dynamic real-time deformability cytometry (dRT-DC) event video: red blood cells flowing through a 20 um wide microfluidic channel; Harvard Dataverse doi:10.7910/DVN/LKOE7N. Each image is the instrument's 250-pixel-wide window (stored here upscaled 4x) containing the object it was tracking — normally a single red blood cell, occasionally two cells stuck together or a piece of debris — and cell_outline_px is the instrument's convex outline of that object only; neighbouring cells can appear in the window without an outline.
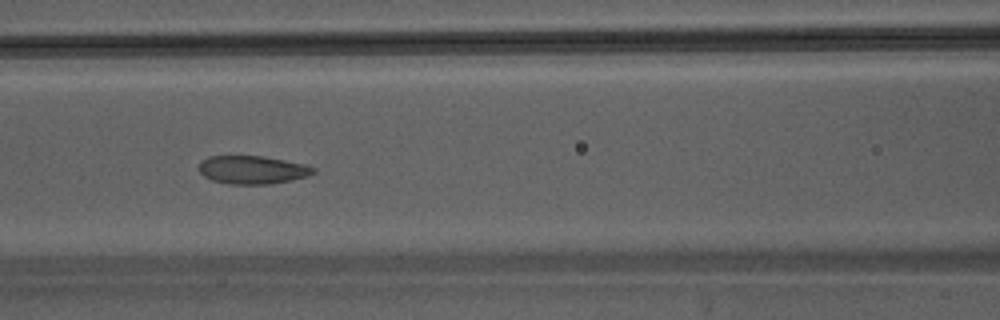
{"species": "Egyptian fruit bat (a non-hibernating species)", "species_latin": "Rousettus aegyptiacus", "temperature_condition": "warm", "stored_images_in_passage": 41, "camera_frame_rate_fps": 3000, "um_per_image_px": 0.085, "animal": {"sex": "male"}, "frame": {"image": 1, "passage_image": 16, "time_ms": 5.0, "image_size_px": [1000, 320], "cell_outline_px": [[316, 172], [308, 176], [292, 180], [272, 184], [228, 184], [212, 180], [204, 176], [200, 172], [200, 164], [208, 156], [264, 156], [304, 164], [316, 168]], "centroid_in_image_um": [21.49, 14.44], "position_along_channel_um": 145.1, "area_um2": 18.79}}
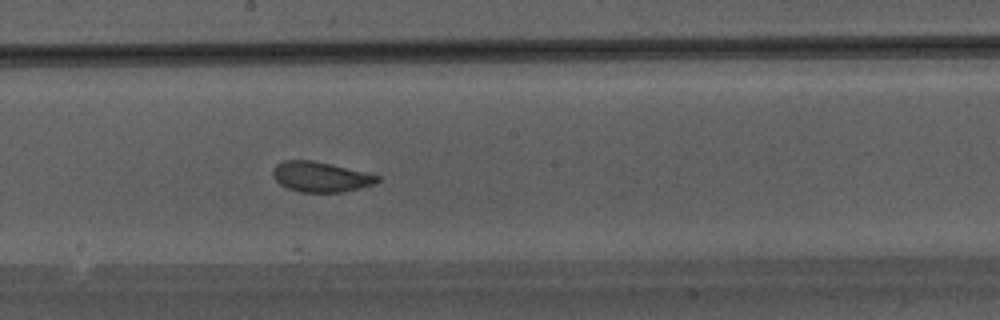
{"frame": {"image": 2, "passage_image": 21, "time_ms": 6.667, "image_size_px": [1000, 320], "cell_outline_px": [[380, 180], [372, 184], [344, 192], [300, 192], [288, 188], [280, 184], [272, 176], [272, 168], [276, 164], [284, 160], [312, 160], [380, 176]], "centroid_in_image_um": [27.19, 15.03], "position_along_channel_um": 221.0, "area_um2": 18.15}}
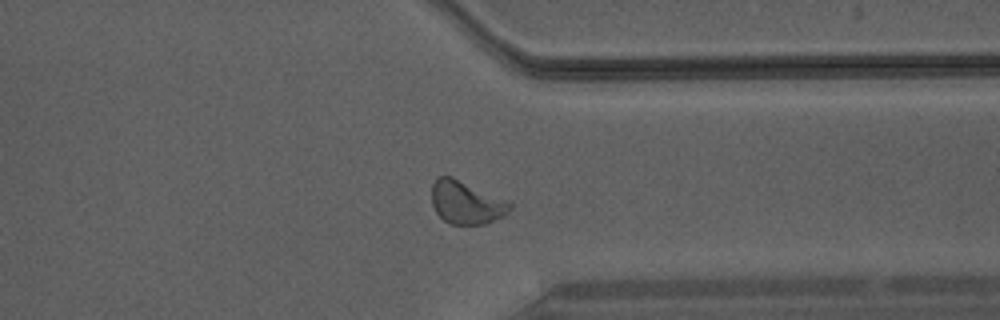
{"frame": {"image": 3, "passage_image": 31, "time_ms": 10.0, "image_size_px": [1000, 320], "cell_outline_px": [[512, 208], [504, 216], [484, 224], [452, 224], [444, 220], [436, 212], [432, 204], [432, 184], [436, 176], [452, 176], [512, 204]], "centroid_in_image_um": [39.58, 17.21], "position_along_channel_um": 371.8, "area_um2": 19.25}}